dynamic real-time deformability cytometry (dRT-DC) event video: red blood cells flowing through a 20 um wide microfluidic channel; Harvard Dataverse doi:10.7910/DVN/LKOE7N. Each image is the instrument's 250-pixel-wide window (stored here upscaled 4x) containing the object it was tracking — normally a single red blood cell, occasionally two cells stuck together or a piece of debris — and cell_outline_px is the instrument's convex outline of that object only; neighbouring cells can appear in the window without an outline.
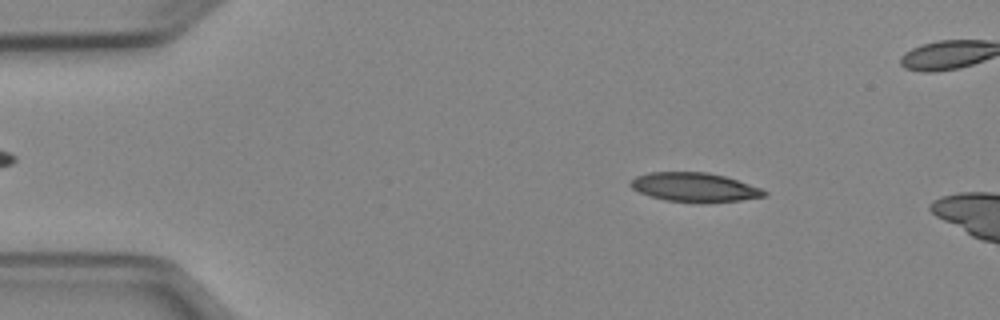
{"species": "Egyptian fruit bat (a non-hibernating species)", "species_latin": "Rousettus aegyptiacus", "temperature_condition": "cold", "stored_images_in_passage": 14, "camera_frame_rate_fps": 3000, "um_per_image_px": 0.085, "animal": {"sex": "female"}, "frame": {"image": 1, "passage_image": 7, "time_ms": 2.0, "image_size_px": [1000, 320], "cell_outline_px": [[768, 196], [740, 200], [664, 200], [640, 192], [632, 188], [628, 184], [636, 176], [648, 172], [708, 172], [724, 176], [760, 188], [768, 192]], "centroid_in_image_um": [59.01, 15.87], "position_along_channel_um": 26.0, "area_um2": 21.73}}